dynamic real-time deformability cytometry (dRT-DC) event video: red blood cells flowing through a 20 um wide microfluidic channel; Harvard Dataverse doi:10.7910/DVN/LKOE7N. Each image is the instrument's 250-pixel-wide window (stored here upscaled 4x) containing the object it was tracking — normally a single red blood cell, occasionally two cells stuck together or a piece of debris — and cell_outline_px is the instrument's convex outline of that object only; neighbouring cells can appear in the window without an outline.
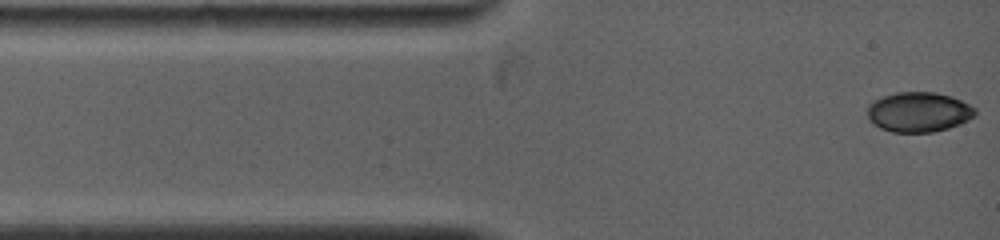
{"species": "common noctule bat (a hibernating species)", "species_latin": "Nyctalus noctula", "temperature_condition": "warm", "stored_images_in_passage": 21, "camera_frame_rate_fps": 5000, "um_per_image_px": 0.085, "animal": {"sex": "female", "body_mass_g": 19.0, "forearm_length_mm": 53.3}, "frame": {"image": 1, "passage_image": 1, "time_ms": 0.0, "image_size_px": [1000, 240], "cell_outline_px": [[976, 116], [960, 124], [948, 128], [932, 132], [892, 132], [880, 128], [868, 120], [868, 104], [872, 100], [896, 92], [936, 92], [952, 96], [976, 108]], "centroid_in_image_um": [78.08, 9.52], "position_along_channel_um": 6.9, "area_um2": 25.26}}
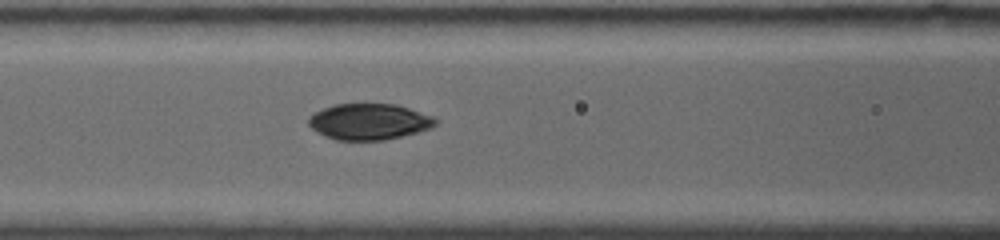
{"frame": {"image": 2, "passage_image": 15, "time_ms": 4.4, "image_size_px": [1000, 240], "cell_outline_px": [[436, 124], [432, 128], [384, 140], [336, 140], [324, 136], [316, 132], [308, 124], [308, 116], [324, 108], [336, 104], [396, 104], [432, 116], [436, 120]], "centroid_in_image_um": [31.34, 10.34], "position_along_channel_um": 135.3, "area_um2": 26.53}}
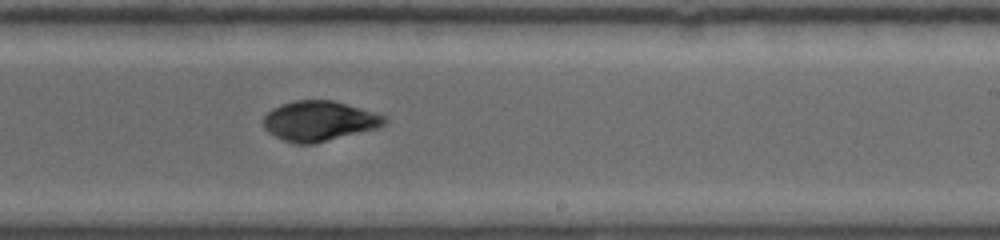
{"frame": {"image": 3, "passage_image": 21, "time_ms": 7.6, "image_size_px": [1000, 240], "cell_outline_px": [[388, 120], [384, 124], [376, 128], [312, 144], [292, 144], [268, 132], [264, 128], [264, 116], [272, 108], [280, 104], [296, 100], [332, 100], [360, 108], [384, 116]], "centroid_in_image_um": [27.08, 10.28], "position_along_channel_um": 261.9, "area_um2": 27.92}}